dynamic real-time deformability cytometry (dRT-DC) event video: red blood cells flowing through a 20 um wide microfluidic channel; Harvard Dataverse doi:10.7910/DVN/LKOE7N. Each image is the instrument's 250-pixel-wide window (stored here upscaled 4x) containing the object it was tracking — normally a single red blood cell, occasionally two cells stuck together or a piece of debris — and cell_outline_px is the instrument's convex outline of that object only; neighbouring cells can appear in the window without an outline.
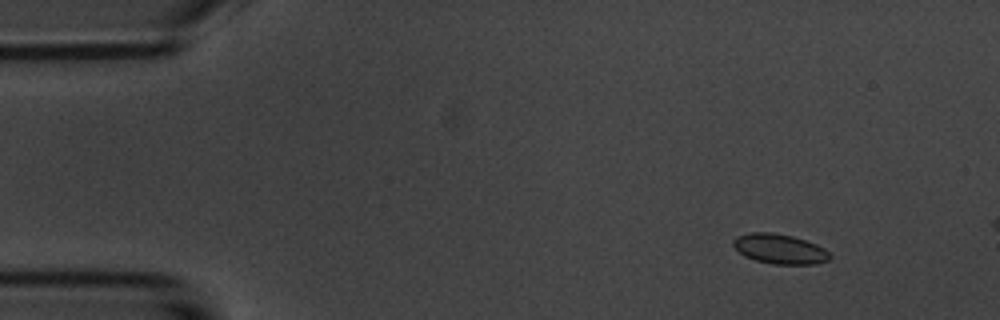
{"species": "common noctule bat (a hibernating species)", "species_latin": "Nyctalus noctula", "temperature_condition": "room temperature", "stored_images_in_passage": 4, "camera_frame_rate_fps": 3000, "um_per_image_px": 0.085, "animal": {"sex": "male", "body_mass_g": 20.1, "forearm_length_mm": 53.5}, "frame": {"image": 1, "passage_image": 2, "time_ms": 1.0, "image_size_px": [1000, 320], "cell_outline_px": [[832, 256], [828, 260], [816, 264], [772, 264], [756, 260], [744, 256], [732, 244], [732, 240], [736, 236], [752, 232], [768, 232], [792, 236], [816, 244], [824, 248]], "centroid_in_image_um": [66.27, 21.16], "position_along_channel_um": 18.7, "area_um2": 16.7}}